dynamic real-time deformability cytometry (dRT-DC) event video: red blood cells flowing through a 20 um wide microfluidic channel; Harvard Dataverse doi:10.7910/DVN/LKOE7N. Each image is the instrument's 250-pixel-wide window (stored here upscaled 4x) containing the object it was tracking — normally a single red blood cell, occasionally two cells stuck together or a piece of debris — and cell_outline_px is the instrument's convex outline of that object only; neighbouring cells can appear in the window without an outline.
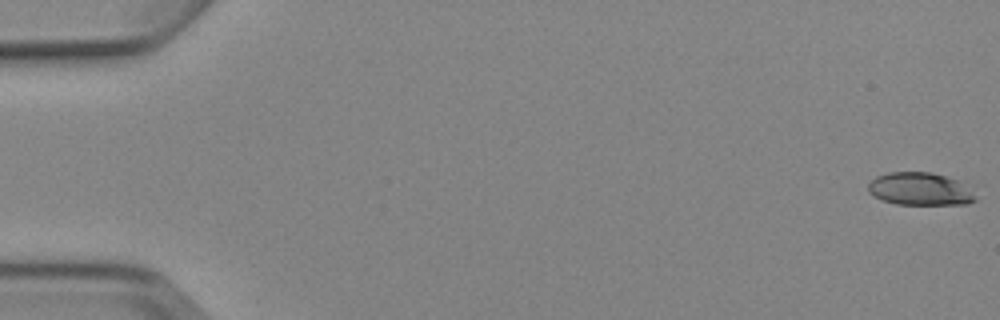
{"species": "Egyptian fruit bat (a non-hibernating species)", "species_latin": "Rousettus aegyptiacus", "temperature_condition": "cold", "stored_images_in_passage": 9, "camera_frame_rate_fps": 3000, "um_per_image_px": 0.085, "animal": {"sex": "female"}, "frame": {"image": 1, "passage_image": 1, "time_ms": 0.0, "image_size_px": [1000, 320], "cell_outline_px": [[984, 184], [976, 200], [968, 204], [896, 204], [880, 200], [872, 196], [868, 192], [868, 184], [876, 176], [888, 172], [932, 172]], "centroid_in_image_um": [78.49, 16.04], "position_along_channel_um": 6.5, "area_um2": 22.25}}
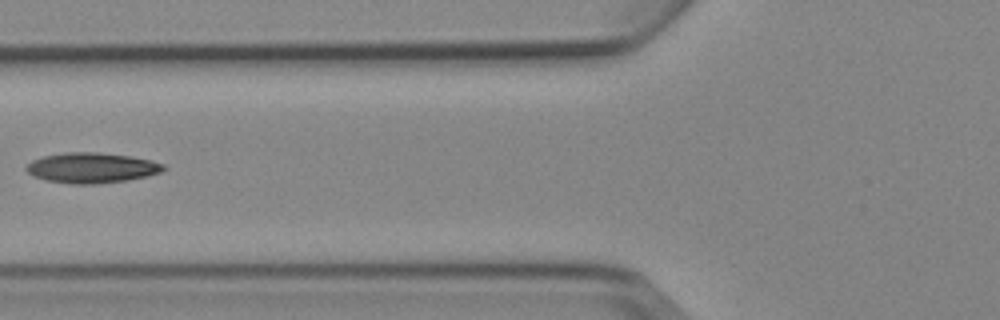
{"frame": {"image": 2, "passage_image": 7, "time_ms": 7.0, "image_size_px": [1000, 320], "cell_outline_px": [[168, 168], [160, 172], [148, 176], [128, 180], [92, 184], [72, 184], [44, 180], [32, 176], [24, 168], [32, 160], [44, 156], [64, 152], [96, 152], [128, 156], [148, 160], [164, 164]], "centroid_in_image_um": [7.76, 14.27], "position_along_channel_um": 118.0, "area_um2": 24.22}}
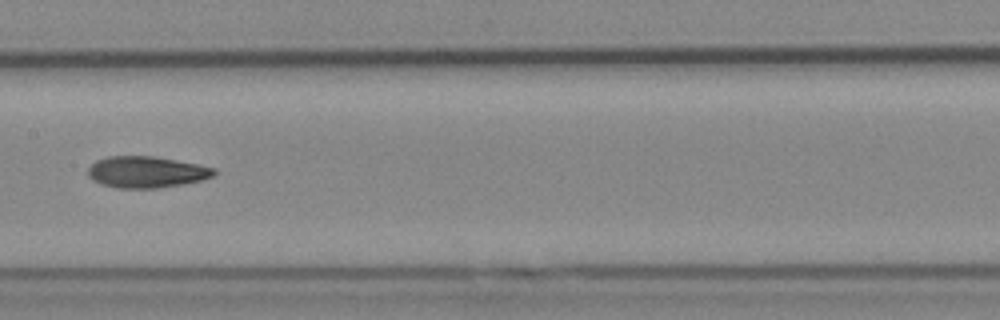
{"frame": {"image": 3, "passage_image": 9, "time_ms": 9.0, "image_size_px": [1000, 320], "cell_outline_px": [[216, 172], [212, 176], [204, 180], [184, 184], [156, 188], [116, 188], [100, 184], [92, 180], [88, 176], [88, 168], [96, 160], [108, 156], [152, 156], [196, 164], [216, 168]], "centroid_in_image_um": [12.42, 14.63], "position_along_channel_um": 195.0, "area_um2": 23.12}}